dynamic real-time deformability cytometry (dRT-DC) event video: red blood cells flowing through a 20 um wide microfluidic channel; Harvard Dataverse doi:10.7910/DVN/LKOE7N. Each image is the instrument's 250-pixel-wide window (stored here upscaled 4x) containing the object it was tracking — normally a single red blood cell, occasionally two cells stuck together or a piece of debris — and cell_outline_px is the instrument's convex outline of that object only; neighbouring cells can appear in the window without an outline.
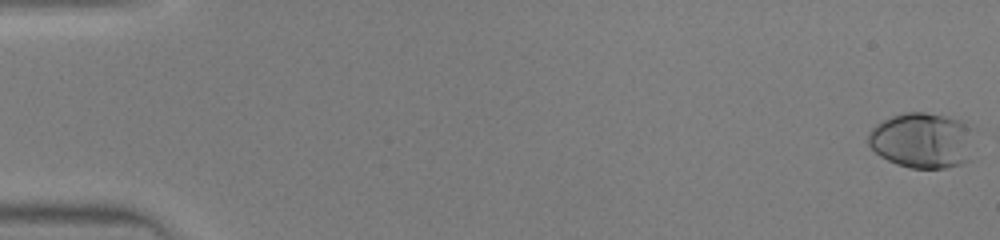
{"species": "human", "species_latin": "Homo sapiens", "temperature_condition": "warm", "stored_images_in_passage": 45, "camera_frame_rate_fps": 3000, "um_per_image_px": 0.085, "donor": {"sex": "male"}, "frame": {"image": 1, "passage_image": 1, "time_ms": 0.0, "image_size_px": [1000, 240], "cell_outline_px": [[976, 128], [968, 160], [960, 164], [944, 168], [912, 168], [896, 164], [880, 156], [868, 144], [868, 132], [876, 124], [892, 116], [904, 112], [924, 112], [964, 120]], "centroid_in_image_um": [78.43, 11.91], "position_along_channel_um": 6.6, "area_um2": 34.8}}
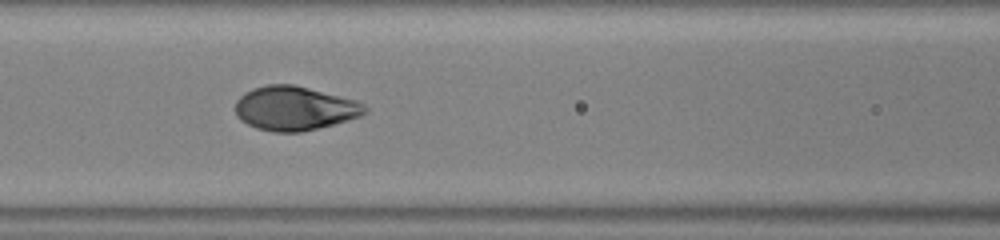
{"frame": {"image": 2, "passage_image": 21, "time_ms": 6.667, "image_size_px": [1000, 240], "cell_outline_px": [[368, 108], [360, 116], [348, 120], [300, 132], [276, 132], [256, 128], [240, 120], [236, 116], [236, 100], [244, 92], [252, 88], [268, 84], [292, 84], [356, 100], [364, 104]], "centroid_in_image_um": [25.0, 9.2], "position_along_channel_um": 141.6, "area_um2": 33.06}}
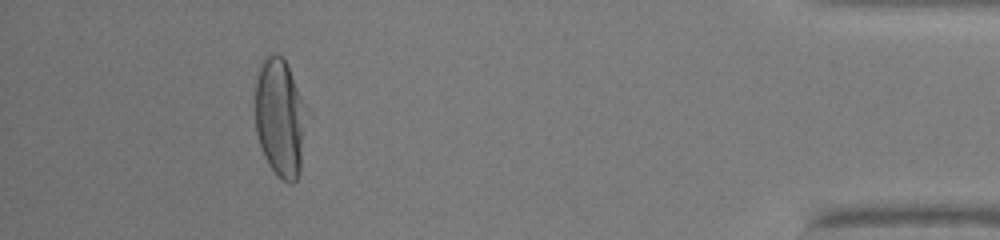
{"frame": {"image": 3, "passage_image": 42, "time_ms": 13.667, "image_size_px": [1000, 240], "cell_outline_px": [[300, 172], [296, 180], [292, 184], [284, 180], [268, 164], [264, 156], [256, 132], [256, 76], [260, 64], [264, 56], [272, 52], [280, 56], [284, 60], [288, 68], [300, 96]], "centroid_in_image_um": [23.68, 9.95], "position_along_channel_um": 411.5, "area_um2": 33.06}}